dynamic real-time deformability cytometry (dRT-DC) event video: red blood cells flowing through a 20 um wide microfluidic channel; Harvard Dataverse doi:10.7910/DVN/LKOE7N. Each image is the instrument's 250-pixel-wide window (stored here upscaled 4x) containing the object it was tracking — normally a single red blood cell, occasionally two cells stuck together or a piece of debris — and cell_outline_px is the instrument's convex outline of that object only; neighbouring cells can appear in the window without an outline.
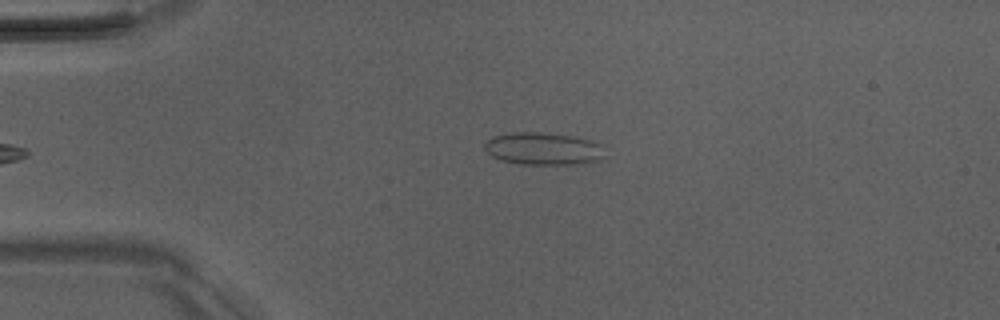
{"species": "Egyptian fruit bat (a non-hibernating species)", "species_latin": "Rousettus aegyptiacus", "temperature_condition": "room temperature", "stored_images_in_passage": 1, "camera_frame_rate_fps": 3000, "um_per_image_px": 0.085, "animal": {"sex": "male"}, "frame": {"image": 1, "passage_image": 1, "time_ms": 0.0, "image_size_px": [1000, 320], "cell_outline_px": [[604, 160], [572, 164], [520, 164], [500, 160], [492, 156], [484, 148], [484, 144], [492, 136], [508, 132], [536, 132], [572, 136], [592, 140], [600, 144]], "centroid_in_image_um": [46.15, 12.64], "position_along_channel_um": 38.9, "area_um2": 22.72}}